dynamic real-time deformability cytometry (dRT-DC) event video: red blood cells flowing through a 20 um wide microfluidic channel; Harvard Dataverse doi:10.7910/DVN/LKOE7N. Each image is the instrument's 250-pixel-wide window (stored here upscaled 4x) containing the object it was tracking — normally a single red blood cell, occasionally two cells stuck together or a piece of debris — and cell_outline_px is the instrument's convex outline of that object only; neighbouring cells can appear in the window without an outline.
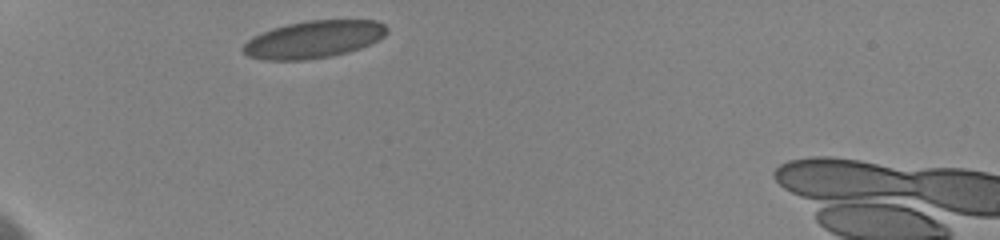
{"species": "human", "species_latin": "Homo sapiens", "temperature_condition": "cold", "stored_images_in_passage": 4, "camera_frame_rate_fps": 3000, "um_per_image_px": 0.085, "donor": {"sex": "female"}, "frame": {"image": 1, "passage_image": 1, "time_ms": 0.0, "image_size_px": [1000, 240], "cell_outline_px": [[388, 32], [384, 36], [360, 48], [348, 52], [332, 56], [304, 60], [260, 60], [248, 56], [240, 48], [252, 36], [272, 28], [288, 24], [308, 20], [376, 20], [384, 24], [388, 28]], "centroid_in_image_um": [26.63, 3.35], "position_along_channel_um": 58.4, "area_um2": 31.39}}